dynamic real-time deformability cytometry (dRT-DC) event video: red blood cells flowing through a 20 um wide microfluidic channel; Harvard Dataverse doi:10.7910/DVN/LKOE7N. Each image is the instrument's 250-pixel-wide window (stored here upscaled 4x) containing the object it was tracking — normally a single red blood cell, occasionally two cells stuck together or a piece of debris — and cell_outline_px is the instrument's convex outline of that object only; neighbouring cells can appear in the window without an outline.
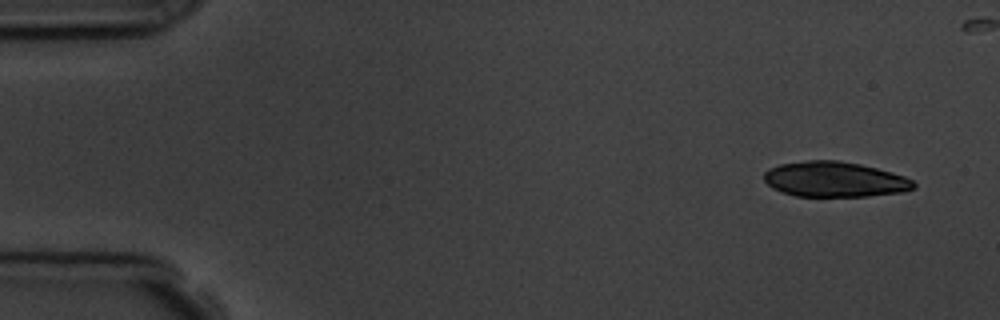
{"species": "common noctule bat (a hibernating species)", "species_latin": "Nyctalus noctula", "temperature_condition": "room temperature", "stored_images_in_passage": 5, "camera_frame_rate_fps": 3000, "um_per_image_px": 0.085, "animal": {"sex": "male", "body_mass_g": 19.5, "forearm_length_mm": 54.6}, "frame": {"image": 1, "passage_image": 1, "time_ms": 0.0, "image_size_px": [1000, 320], "cell_outline_px": [[916, 188], [904, 192], [868, 196], [796, 196], [772, 188], [764, 180], [764, 172], [768, 168], [780, 164], [808, 160], [840, 160], [860, 164], [892, 172], [904, 176], [912, 180], [916, 184]], "centroid_in_image_um": [70.96, 15.24], "position_along_channel_um": 14.0, "area_um2": 30.87}}